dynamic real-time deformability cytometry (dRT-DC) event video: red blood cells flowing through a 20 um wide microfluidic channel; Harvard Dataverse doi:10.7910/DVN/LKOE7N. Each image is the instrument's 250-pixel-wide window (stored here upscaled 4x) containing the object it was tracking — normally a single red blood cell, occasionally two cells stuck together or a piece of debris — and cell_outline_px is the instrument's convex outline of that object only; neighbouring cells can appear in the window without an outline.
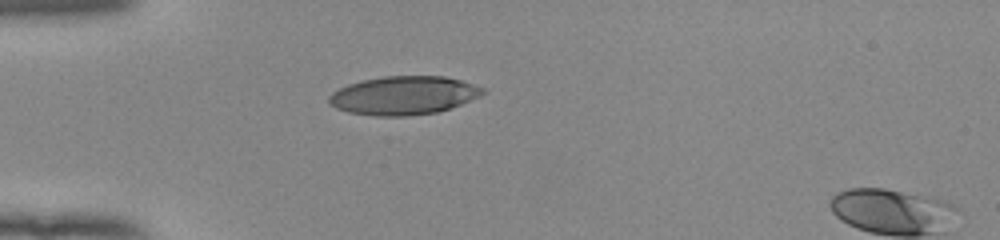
{"species": "human", "species_latin": "Homo sapiens", "temperature_condition": "room temperature", "stored_images_in_passage": 38, "camera_frame_rate_fps": 3000, "um_per_image_px": 0.085, "donor": {"sex": "female"}, "frame": {"image": 1, "passage_image": 1, "time_ms": 0.0, "image_size_px": [1000, 240], "cell_outline_px": [[488, 92], [480, 96], [460, 104], [436, 112], [408, 116], [376, 116], [348, 112], [336, 108], [328, 104], [328, 96], [332, 92], [348, 84], [360, 80], [384, 76], [444, 76], [460, 80], [484, 88]], "centroid_in_image_um": [34.28, 8.11], "position_along_channel_um": 50.7, "area_um2": 34.56}}
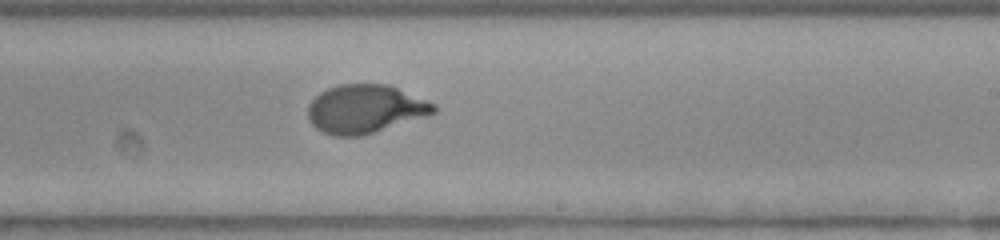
{"frame": {"image": 2, "passage_image": 18, "time_ms": 5.667, "image_size_px": [1000, 240], "cell_outline_px": [[436, 112], [360, 136], [336, 136], [324, 132], [316, 128], [308, 120], [308, 104], [320, 92], [328, 88], [340, 84], [388, 84], [436, 104]], "centroid_in_image_um": [30.99, 9.25], "position_along_channel_um": 258.0, "area_um2": 35.08}}
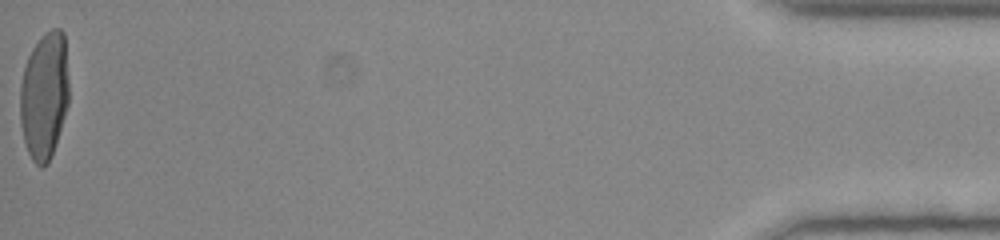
{"frame": {"image": 3, "passage_image": 38, "time_ms": 12.333, "image_size_px": [1000, 240], "cell_outline_px": [[68, 104], [56, 144], [52, 156], [48, 164], [40, 168], [32, 160], [28, 152], [24, 140], [20, 124], [20, 84], [24, 68], [28, 56], [32, 48], [44, 32], [52, 28], [60, 28], [64, 32], [68, 80]], "centroid_in_image_um": [3.76, 8.13], "position_along_channel_um": 431.4, "area_um2": 36.53}, "authors_computed_cell_mechanics": {"area_um2": 35.7782, "velocity_mm_per_s": 3.9587, "shape_relaxation_time_tau1_ms": 4.7283, "shape_relaxation_time_tau2_ms": null, "deformation_change_tau1": 0.2318, "deformation_change_tau2": null}}